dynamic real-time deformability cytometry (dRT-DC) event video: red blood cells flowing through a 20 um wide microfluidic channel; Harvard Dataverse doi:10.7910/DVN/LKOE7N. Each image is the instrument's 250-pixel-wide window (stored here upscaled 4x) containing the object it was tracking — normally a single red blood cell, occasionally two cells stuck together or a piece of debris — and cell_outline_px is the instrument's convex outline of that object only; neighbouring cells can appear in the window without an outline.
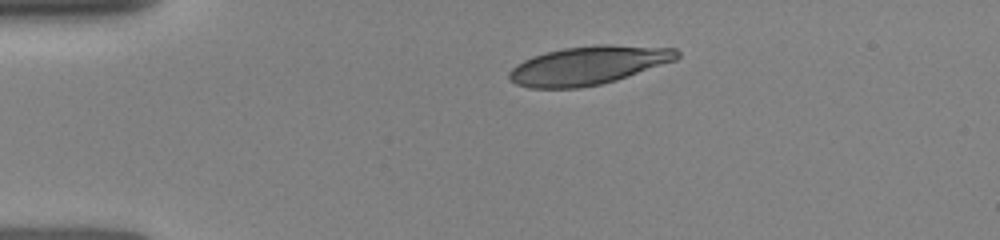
{"species": "human", "species_latin": "Homo sapiens", "temperature_condition": "room temperature", "stored_images_in_passage": 10, "camera_frame_rate_fps": 3000, "um_per_image_px": 0.085, "donor": {"sex": "female"}, "frame": {"image": 1, "passage_image": 1, "time_ms": 0.0, "image_size_px": [1000, 240], "cell_outline_px": [[680, 56], [676, 60], [616, 80], [600, 84], [580, 88], [528, 88], [516, 84], [508, 76], [508, 72], [516, 64], [532, 56], [564, 48], [596, 44], [604, 44], [676, 48], [680, 52]], "centroid_in_image_um": [50.01, 5.55], "position_along_channel_um": 35.0, "area_um2": 37.63}}
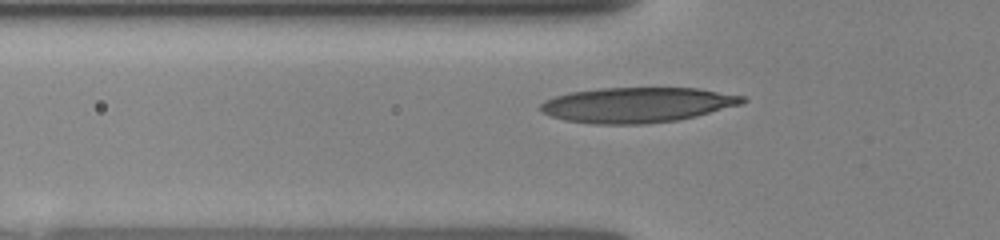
{"frame": {"image": 2, "passage_image": 7, "time_ms": 2.0, "image_size_px": [1000, 240], "cell_outline_px": [[748, 100], [744, 104], [696, 116], [676, 120], [644, 124], [592, 124], [564, 120], [552, 116], [544, 112], [540, 108], [540, 104], [544, 100], [556, 96], [572, 92], [600, 88], [696, 88], [744, 96]], "centroid_in_image_um": [54.19, 8.92], "position_along_channel_um": 71.6, "area_um2": 41.33}}